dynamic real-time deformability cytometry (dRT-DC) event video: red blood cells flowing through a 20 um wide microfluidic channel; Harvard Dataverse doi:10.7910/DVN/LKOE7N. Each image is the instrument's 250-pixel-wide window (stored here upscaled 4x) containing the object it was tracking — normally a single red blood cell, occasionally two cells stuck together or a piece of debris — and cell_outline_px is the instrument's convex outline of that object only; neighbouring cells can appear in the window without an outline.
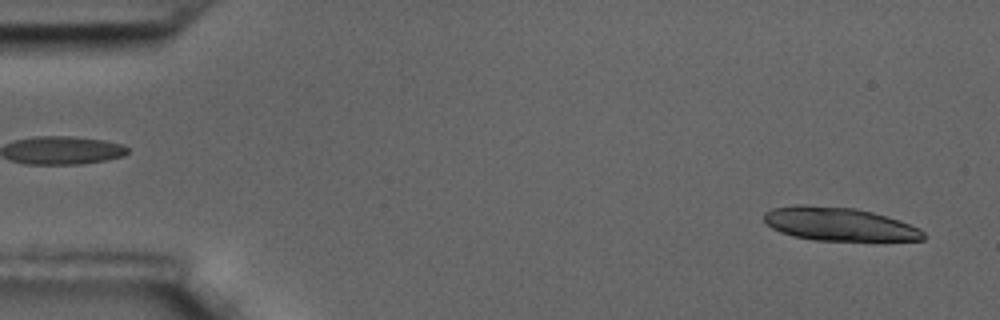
{"species": "common noctule bat (a hibernating species)", "species_latin": "Nyctalus noctula", "temperature_condition": "room temperature", "stored_images_in_passage": 26, "camera_frame_rate_fps": 3000, "um_per_image_px": 0.085, "animal": {"sex": "male", "body_mass_g": 17.5, "forearm_length_mm": 52.3}, "frame": {"image": 1, "passage_image": 2, "time_ms": 0.333, "image_size_px": [1000, 320], "cell_outline_px": [[924, 240], [816, 240], [792, 236], [780, 232], [772, 228], [764, 220], [764, 212], [772, 208], [796, 204], [804, 204], [856, 208], [872, 212], [920, 228], [924, 232]], "centroid_in_image_um": [71.26, 19.03], "position_along_channel_um": 13.7, "area_um2": 30.81}}